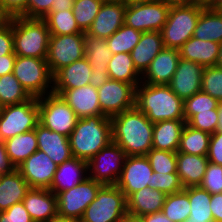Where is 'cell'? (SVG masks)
Here are the masks:
<instances>
[{
    "mask_svg": "<svg viewBox=\"0 0 222 222\" xmlns=\"http://www.w3.org/2000/svg\"><path fill=\"white\" fill-rule=\"evenodd\" d=\"M112 141L126 156L146 155L152 148L153 126L136 107L110 118Z\"/></svg>",
    "mask_w": 222,
    "mask_h": 222,
    "instance_id": "cell-1",
    "label": "cell"
},
{
    "mask_svg": "<svg viewBox=\"0 0 222 222\" xmlns=\"http://www.w3.org/2000/svg\"><path fill=\"white\" fill-rule=\"evenodd\" d=\"M135 107L153 124L163 120H185L184 100L169 85L140 83L135 89Z\"/></svg>",
    "mask_w": 222,
    "mask_h": 222,
    "instance_id": "cell-2",
    "label": "cell"
},
{
    "mask_svg": "<svg viewBox=\"0 0 222 222\" xmlns=\"http://www.w3.org/2000/svg\"><path fill=\"white\" fill-rule=\"evenodd\" d=\"M68 138L73 157L88 162L112 142L110 117L95 115L78 119Z\"/></svg>",
    "mask_w": 222,
    "mask_h": 222,
    "instance_id": "cell-3",
    "label": "cell"
},
{
    "mask_svg": "<svg viewBox=\"0 0 222 222\" xmlns=\"http://www.w3.org/2000/svg\"><path fill=\"white\" fill-rule=\"evenodd\" d=\"M12 29L16 56L47 58L50 31L43 19L12 17Z\"/></svg>",
    "mask_w": 222,
    "mask_h": 222,
    "instance_id": "cell-4",
    "label": "cell"
},
{
    "mask_svg": "<svg viewBox=\"0 0 222 222\" xmlns=\"http://www.w3.org/2000/svg\"><path fill=\"white\" fill-rule=\"evenodd\" d=\"M207 5L203 3L188 6H173L162 30L165 48L179 49L189 38L193 37L201 11Z\"/></svg>",
    "mask_w": 222,
    "mask_h": 222,
    "instance_id": "cell-5",
    "label": "cell"
},
{
    "mask_svg": "<svg viewBox=\"0 0 222 222\" xmlns=\"http://www.w3.org/2000/svg\"><path fill=\"white\" fill-rule=\"evenodd\" d=\"M127 215L124 193L116 185H103L79 222H123Z\"/></svg>",
    "mask_w": 222,
    "mask_h": 222,
    "instance_id": "cell-6",
    "label": "cell"
},
{
    "mask_svg": "<svg viewBox=\"0 0 222 222\" xmlns=\"http://www.w3.org/2000/svg\"><path fill=\"white\" fill-rule=\"evenodd\" d=\"M13 74L31 97H42L53 91V75L46 58L16 56Z\"/></svg>",
    "mask_w": 222,
    "mask_h": 222,
    "instance_id": "cell-7",
    "label": "cell"
},
{
    "mask_svg": "<svg viewBox=\"0 0 222 222\" xmlns=\"http://www.w3.org/2000/svg\"><path fill=\"white\" fill-rule=\"evenodd\" d=\"M170 8L163 0L126 1L124 24L142 33L161 31Z\"/></svg>",
    "mask_w": 222,
    "mask_h": 222,
    "instance_id": "cell-8",
    "label": "cell"
},
{
    "mask_svg": "<svg viewBox=\"0 0 222 222\" xmlns=\"http://www.w3.org/2000/svg\"><path fill=\"white\" fill-rule=\"evenodd\" d=\"M39 123L38 98L8 105L0 110V141L34 130Z\"/></svg>",
    "mask_w": 222,
    "mask_h": 222,
    "instance_id": "cell-9",
    "label": "cell"
},
{
    "mask_svg": "<svg viewBox=\"0 0 222 222\" xmlns=\"http://www.w3.org/2000/svg\"><path fill=\"white\" fill-rule=\"evenodd\" d=\"M38 109L41 125L69 137L76 126L78 117L59 95L50 93L39 97Z\"/></svg>",
    "mask_w": 222,
    "mask_h": 222,
    "instance_id": "cell-10",
    "label": "cell"
},
{
    "mask_svg": "<svg viewBox=\"0 0 222 222\" xmlns=\"http://www.w3.org/2000/svg\"><path fill=\"white\" fill-rule=\"evenodd\" d=\"M103 185L87 177L75 187L56 195L58 217L80 221L85 209L96 198Z\"/></svg>",
    "mask_w": 222,
    "mask_h": 222,
    "instance_id": "cell-11",
    "label": "cell"
},
{
    "mask_svg": "<svg viewBox=\"0 0 222 222\" xmlns=\"http://www.w3.org/2000/svg\"><path fill=\"white\" fill-rule=\"evenodd\" d=\"M125 158V152L115 142H110L87 162L88 177L102 185H116Z\"/></svg>",
    "mask_w": 222,
    "mask_h": 222,
    "instance_id": "cell-12",
    "label": "cell"
},
{
    "mask_svg": "<svg viewBox=\"0 0 222 222\" xmlns=\"http://www.w3.org/2000/svg\"><path fill=\"white\" fill-rule=\"evenodd\" d=\"M84 43L85 33L50 35L46 61L51 74L85 57Z\"/></svg>",
    "mask_w": 222,
    "mask_h": 222,
    "instance_id": "cell-13",
    "label": "cell"
},
{
    "mask_svg": "<svg viewBox=\"0 0 222 222\" xmlns=\"http://www.w3.org/2000/svg\"><path fill=\"white\" fill-rule=\"evenodd\" d=\"M97 89L101 113L107 117L135 107L136 88L130 83L109 79Z\"/></svg>",
    "mask_w": 222,
    "mask_h": 222,
    "instance_id": "cell-14",
    "label": "cell"
},
{
    "mask_svg": "<svg viewBox=\"0 0 222 222\" xmlns=\"http://www.w3.org/2000/svg\"><path fill=\"white\" fill-rule=\"evenodd\" d=\"M153 173L146 155L126 156L116 186L128 198L132 193L149 187Z\"/></svg>",
    "mask_w": 222,
    "mask_h": 222,
    "instance_id": "cell-15",
    "label": "cell"
},
{
    "mask_svg": "<svg viewBox=\"0 0 222 222\" xmlns=\"http://www.w3.org/2000/svg\"><path fill=\"white\" fill-rule=\"evenodd\" d=\"M27 181L30 188L49 189L57 165L44 152L37 150L16 168Z\"/></svg>",
    "mask_w": 222,
    "mask_h": 222,
    "instance_id": "cell-16",
    "label": "cell"
},
{
    "mask_svg": "<svg viewBox=\"0 0 222 222\" xmlns=\"http://www.w3.org/2000/svg\"><path fill=\"white\" fill-rule=\"evenodd\" d=\"M125 11V0H104L87 34L106 40L124 24Z\"/></svg>",
    "mask_w": 222,
    "mask_h": 222,
    "instance_id": "cell-17",
    "label": "cell"
},
{
    "mask_svg": "<svg viewBox=\"0 0 222 222\" xmlns=\"http://www.w3.org/2000/svg\"><path fill=\"white\" fill-rule=\"evenodd\" d=\"M75 112L78 119L103 115L99 104L98 89L92 85L75 89H53Z\"/></svg>",
    "mask_w": 222,
    "mask_h": 222,
    "instance_id": "cell-18",
    "label": "cell"
},
{
    "mask_svg": "<svg viewBox=\"0 0 222 222\" xmlns=\"http://www.w3.org/2000/svg\"><path fill=\"white\" fill-rule=\"evenodd\" d=\"M204 68L198 63L180 58L169 87L182 100L193 96L201 91Z\"/></svg>",
    "mask_w": 222,
    "mask_h": 222,
    "instance_id": "cell-19",
    "label": "cell"
},
{
    "mask_svg": "<svg viewBox=\"0 0 222 222\" xmlns=\"http://www.w3.org/2000/svg\"><path fill=\"white\" fill-rule=\"evenodd\" d=\"M179 50L163 48L151 61L149 68L142 75L141 83L168 85L180 60Z\"/></svg>",
    "mask_w": 222,
    "mask_h": 222,
    "instance_id": "cell-20",
    "label": "cell"
},
{
    "mask_svg": "<svg viewBox=\"0 0 222 222\" xmlns=\"http://www.w3.org/2000/svg\"><path fill=\"white\" fill-rule=\"evenodd\" d=\"M22 202L34 222H48L58 216L57 197L49 189L30 188Z\"/></svg>",
    "mask_w": 222,
    "mask_h": 222,
    "instance_id": "cell-21",
    "label": "cell"
},
{
    "mask_svg": "<svg viewBox=\"0 0 222 222\" xmlns=\"http://www.w3.org/2000/svg\"><path fill=\"white\" fill-rule=\"evenodd\" d=\"M38 150L44 152L56 164L60 165L73 157L69 138L51 131L40 123L35 128Z\"/></svg>",
    "mask_w": 222,
    "mask_h": 222,
    "instance_id": "cell-22",
    "label": "cell"
},
{
    "mask_svg": "<svg viewBox=\"0 0 222 222\" xmlns=\"http://www.w3.org/2000/svg\"><path fill=\"white\" fill-rule=\"evenodd\" d=\"M88 177V163L83 159L72 157L57 165L53 182L49 188L55 195L71 189Z\"/></svg>",
    "mask_w": 222,
    "mask_h": 222,
    "instance_id": "cell-23",
    "label": "cell"
},
{
    "mask_svg": "<svg viewBox=\"0 0 222 222\" xmlns=\"http://www.w3.org/2000/svg\"><path fill=\"white\" fill-rule=\"evenodd\" d=\"M91 72L90 63L83 57L53 75V89H75L90 85Z\"/></svg>",
    "mask_w": 222,
    "mask_h": 222,
    "instance_id": "cell-24",
    "label": "cell"
},
{
    "mask_svg": "<svg viewBox=\"0 0 222 222\" xmlns=\"http://www.w3.org/2000/svg\"><path fill=\"white\" fill-rule=\"evenodd\" d=\"M164 48L160 31L143 32L139 42L130 52L134 66L143 75L149 68L151 61Z\"/></svg>",
    "mask_w": 222,
    "mask_h": 222,
    "instance_id": "cell-25",
    "label": "cell"
},
{
    "mask_svg": "<svg viewBox=\"0 0 222 222\" xmlns=\"http://www.w3.org/2000/svg\"><path fill=\"white\" fill-rule=\"evenodd\" d=\"M29 189L27 181L17 169L0 174V212L22 202Z\"/></svg>",
    "mask_w": 222,
    "mask_h": 222,
    "instance_id": "cell-26",
    "label": "cell"
},
{
    "mask_svg": "<svg viewBox=\"0 0 222 222\" xmlns=\"http://www.w3.org/2000/svg\"><path fill=\"white\" fill-rule=\"evenodd\" d=\"M166 194L149 187L132 193L127 198L128 215L141 217L146 214L162 211Z\"/></svg>",
    "mask_w": 222,
    "mask_h": 222,
    "instance_id": "cell-27",
    "label": "cell"
},
{
    "mask_svg": "<svg viewBox=\"0 0 222 222\" xmlns=\"http://www.w3.org/2000/svg\"><path fill=\"white\" fill-rule=\"evenodd\" d=\"M178 50L180 57L183 59L204 67L216 66L220 44L191 37Z\"/></svg>",
    "mask_w": 222,
    "mask_h": 222,
    "instance_id": "cell-28",
    "label": "cell"
},
{
    "mask_svg": "<svg viewBox=\"0 0 222 222\" xmlns=\"http://www.w3.org/2000/svg\"><path fill=\"white\" fill-rule=\"evenodd\" d=\"M209 160L207 156L177 152L176 173L184 188L202 183Z\"/></svg>",
    "mask_w": 222,
    "mask_h": 222,
    "instance_id": "cell-29",
    "label": "cell"
},
{
    "mask_svg": "<svg viewBox=\"0 0 222 222\" xmlns=\"http://www.w3.org/2000/svg\"><path fill=\"white\" fill-rule=\"evenodd\" d=\"M185 124V120H163L154 123L153 148L177 153Z\"/></svg>",
    "mask_w": 222,
    "mask_h": 222,
    "instance_id": "cell-30",
    "label": "cell"
},
{
    "mask_svg": "<svg viewBox=\"0 0 222 222\" xmlns=\"http://www.w3.org/2000/svg\"><path fill=\"white\" fill-rule=\"evenodd\" d=\"M4 146L10 165L16 169L38 150L35 129L7 139Z\"/></svg>",
    "mask_w": 222,
    "mask_h": 222,
    "instance_id": "cell-31",
    "label": "cell"
},
{
    "mask_svg": "<svg viewBox=\"0 0 222 222\" xmlns=\"http://www.w3.org/2000/svg\"><path fill=\"white\" fill-rule=\"evenodd\" d=\"M194 38L222 43V12L220 9L206 6L200 13Z\"/></svg>",
    "mask_w": 222,
    "mask_h": 222,
    "instance_id": "cell-32",
    "label": "cell"
},
{
    "mask_svg": "<svg viewBox=\"0 0 222 222\" xmlns=\"http://www.w3.org/2000/svg\"><path fill=\"white\" fill-rule=\"evenodd\" d=\"M109 79L130 83L135 88L141 83L142 75L134 66L129 53L112 55L107 64Z\"/></svg>",
    "mask_w": 222,
    "mask_h": 222,
    "instance_id": "cell-33",
    "label": "cell"
},
{
    "mask_svg": "<svg viewBox=\"0 0 222 222\" xmlns=\"http://www.w3.org/2000/svg\"><path fill=\"white\" fill-rule=\"evenodd\" d=\"M211 134L185 124L177 152L207 156Z\"/></svg>",
    "mask_w": 222,
    "mask_h": 222,
    "instance_id": "cell-34",
    "label": "cell"
},
{
    "mask_svg": "<svg viewBox=\"0 0 222 222\" xmlns=\"http://www.w3.org/2000/svg\"><path fill=\"white\" fill-rule=\"evenodd\" d=\"M190 201L189 221L193 222H214L210 209L211 194L200 186L188 187Z\"/></svg>",
    "mask_w": 222,
    "mask_h": 222,
    "instance_id": "cell-35",
    "label": "cell"
},
{
    "mask_svg": "<svg viewBox=\"0 0 222 222\" xmlns=\"http://www.w3.org/2000/svg\"><path fill=\"white\" fill-rule=\"evenodd\" d=\"M85 57L92 69L108 70L107 64L112 57L106 40L85 33Z\"/></svg>",
    "mask_w": 222,
    "mask_h": 222,
    "instance_id": "cell-36",
    "label": "cell"
},
{
    "mask_svg": "<svg viewBox=\"0 0 222 222\" xmlns=\"http://www.w3.org/2000/svg\"><path fill=\"white\" fill-rule=\"evenodd\" d=\"M162 212L172 222H184L190 216L188 187L166 196Z\"/></svg>",
    "mask_w": 222,
    "mask_h": 222,
    "instance_id": "cell-37",
    "label": "cell"
},
{
    "mask_svg": "<svg viewBox=\"0 0 222 222\" xmlns=\"http://www.w3.org/2000/svg\"><path fill=\"white\" fill-rule=\"evenodd\" d=\"M31 96L22 87L13 73L0 76V104L1 107L23 103Z\"/></svg>",
    "mask_w": 222,
    "mask_h": 222,
    "instance_id": "cell-38",
    "label": "cell"
},
{
    "mask_svg": "<svg viewBox=\"0 0 222 222\" xmlns=\"http://www.w3.org/2000/svg\"><path fill=\"white\" fill-rule=\"evenodd\" d=\"M42 19L46 22L50 35L84 33L79 29L72 10L49 12Z\"/></svg>",
    "mask_w": 222,
    "mask_h": 222,
    "instance_id": "cell-39",
    "label": "cell"
},
{
    "mask_svg": "<svg viewBox=\"0 0 222 222\" xmlns=\"http://www.w3.org/2000/svg\"><path fill=\"white\" fill-rule=\"evenodd\" d=\"M142 32L123 24L114 34L106 39L112 55L129 53L139 42Z\"/></svg>",
    "mask_w": 222,
    "mask_h": 222,
    "instance_id": "cell-40",
    "label": "cell"
},
{
    "mask_svg": "<svg viewBox=\"0 0 222 222\" xmlns=\"http://www.w3.org/2000/svg\"><path fill=\"white\" fill-rule=\"evenodd\" d=\"M104 0H75L72 11L79 29L87 33Z\"/></svg>",
    "mask_w": 222,
    "mask_h": 222,
    "instance_id": "cell-41",
    "label": "cell"
},
{
    "mask_svg": "<svg viewBox=\"0 0 222 222\" xmlns=\"http://www.w3.org/2000/svg\"><path fill=\"white\" fill-rule=\"evenodd\" d=\"M219 101L209 94L200 91L184 100V117L187 122L193 115L199 112H212V109H218Z\"/></svg>",
    "mask_w": 222,
    "mask_h": 222,
    "instance_id": "cell-42",
    "label": "cell"
},
{
    "mask_svg": "<svg viewBox=\"0 0 222 222\" xmlns=\"http://www.w3.org/2000/svg\"><path fill=\"white\" fill-rule=\"evenodd\" d=\"M146 157L152 167L153 172L159 173H176L177 153L157 150L152 148Z\"/></svg>",
    "mask_w": 222,
    "mask_h": 222,
    "instance_id": "cell-43",
    "label": "cell"
},
{
    "mask_svg": "<svg viewBox=\"0 0 222 222\" xmlns=\"http://www.w3.org/2000/svg\"><path fill=\"white\" fill-rule=\"evenodd\" d=\"M201 91L222 102V68L208 66L202 75Z\"/></svg>",
    "mask_w": 222,
    "mask_h": 222,
    "instance_id": "cell-44",
    "label": "cell"
},
{
    "mask_svg": "<svg viewBox=\"0 0 222 222\" xmlns=\"http://www.w3.org/2000/svg\"><path fill=\"white\" fill-rule=\"evenodd\" d=\"M149 188L158 189L166 195L173 194L184 189L177 173L166 174L159 172L153 173Z\"/></svg>",
    "mask_w": 222,
    "mask_h": 222,
    "instance_id": "cell-45",
    "label": "cell"
},
{
    "mask_svg": "<svg viewBox=\"0 0 222 222\" xmlns=\"http://www.w3.org/2000/svg\"><path fill=\"white\" fill-rule=\"evenodd\" d=\"M199 186L211 195L222 193V166L209 162Z\"/></svg>",
    "mask_w": 222,
    "mask_h": 222,
    "instance_id": "cell-46",
    "label": "cell"
},
{
    "mask_svg": "<svg viewBox=\"0 0 222 222\" xmlns=\"http://www.w3.org/2000/svg\"><path fill=\"white\" fill-rule=\"evenodd\" d=\"M218 120V110L212 109V112H199V114L193 115L186 124L194 129L212 134L217 131Z\"/></svg>",
    "mask_w": 222,
    "mask_h": 222,
    "instance_id": "cell-47",
    "label": "cell"
},
{
    "mask_svg": "<svg viewBox=\"0 0 222 222\" xmlns=\"http://www.w3.org/2000/svg\"><path fill=\"white\" fill-rule=\"evenodd\" d=\"M0 222H34L23 202L15 203L6 211L0 212Z\"/></svg>",
    "mask_w": 222,
    "mask_h": 222,
    "instance_id": "cell-48",
    "label": "cell"
},
{
    "mask_svg": "<svg viewBox=\"0 0 222 222\" xmlns=\"http://www.w3.org/2000/svg\"><path fill=\"white\" fill-rule=\"evenodd\" d=\"M53 2L55 0H28L25 18H44L50 12Z\"/></svg>",
    "mask_w": 222,
    "mask_h": 222,
    "instance_id": "cell-49",
    "label": "cell"
},
{
    "mask_svg": "<svg viewBox=\"0 0 222 222\" xmlns=\"http://www.w3.org/2000/svg\"><path fill=\"white\" fill-rule=\"evenodd\" d=\"M207 158L209 162L222 166V131L211 134Z\"/></svg>",
    "mask_w": 222,
    "mask_h": 222,
    "instance_id": "cell-50",
    "label": "cell"
},
{
    "mask_svg": "<svg viewBox=\"0 0 222 222\" xmlns=\"http://www.w3.org/2000/svg\"><path fill=\"white\" fill-rule=\"evenodd\" d=\"M15 55L13 47L12 18L10 22L0 27V56Z\"/></svg>",
    "mask_w": 222,
    "mask_h": 222,
    "instance_id": "cell-51",
    "label": "cell"
},
{
    "mask_svg": "<svg viewBox=\"0 0 222 222\" xmlns=\"http://www.w3.org/2000/svg\"><path fill=\"white\" fill-rule=\"evenodd\" d=\"M4 10L12 17H25L28 0H0Z\"/></svg>",
    "mask_w": 222,
    "mask_h": 222,
    "instance_id": "cell-52",
    "label": "cell"
},
{
    "mask_svg": "<svg viewBox=\"0 0 222 222\" xmlns=\"http://www.w3.org/2000/svg\"><path fill=\"white\" fill-rule=\"evenodd\" d=\"M210 209L214 222H222V193L211 195Z\"/></svg>",
    "mask_w": 222,
    "mask_h": 222,
    "instance_id": "cell-53",
    "label": "cell"
},
{
    "mask_svg": "<svg viewBox=\"0 0 222 222\" xmlns=\"http://www.w3.org/2000/svg\"><path fill=\"white\" fill-rule=\"evenodd\" d=\"M90 85L93 87L102 86L107 80H109L108 70L92 69Z\"/></svg>",
    "mask_w": 222,
    "mask_h": 222,
    "instance_id": "cell-54",
    "label": "cell"
},
{
    "mask_svg": "<svg viewBox=\"0 0 222 222\" xmlns=\"http://www.w3.org/2000/svg\"><path fill=\"white\" fill-rule=\"evenodd\" d=\"M15 59L16 55L0 56V76L13 73Z\"/></svg>",
    "mask_w": 222,
    "mask_h": 222,
    "instance_id": "cell-55",
    "label": "cell"
},
{
    "mask_svg": "<svg viewBox=\"0 0 222 222\" xmlns=\"http://www.w3.org/2000/svg\"><path fill=\"white\" fill-rule=\"evenodd\" d=\"M13 168L10 165L7 153L5 151L4 142L0 141V174L11 171Z\"/></svg>",
    "mask_w": 222,
    "mask_h": 222,
    "instance_id": "cell-56",
    "label": "cell"
},
{
    "mask_svg": "<svg viewBox=\"0 0 222 222\" xmlns=\"http://www.w3.org/2000/svg\"><path fill=\"white\" fill-rule=\"evenodd\" d=\"M75 0H55L52 3L50 12L72 10Z\"/></svg>",
    "mask_w": 222,
    "mask_h": 222,
    "instance_id": "cell-57",
    "label": "cell"
},
{
    "mask_svg": "<svg viewBox=\"0 0 222 222\" xmlns=\"http://www.w3.org/2000/svg\"><path fill=\"white\" fill-rule=\"evenodd\" d=\"M144 222H172L162 211L146 214L140 217Z\"/></svg>",
    "mask_w": 222,
    "mask_h": 222,
    "instance_id": "cell-58",
    "label": "cell"
},
{
    "mask_svg": "<svg viewBox=\"0 0 222 222\" xmlns=\"http://www.w3.org/2000/svg\"><path fill=\"white\" fill-rule=\"evenodd\" d=\"M166 2L170 7L173 6H188L202 3L200 0H163Z\"/></svg>",
    "mask_w": 222,
    "mask_h": 222,
    "instance_id": "cell-59",
    "label": "cell"
},
{
    "mask_svg": "<svg viewBox=\"0 0 222 222\" xmlns=\"http://www.w3.org/2000/svg\"><path fill=\"white\" fill-rule=\"evenodd\" d=\"M11 20V16L4 10L0 2V27L7 25Z\"/></svg>",
    "mask_w": 222,
    "mask_h": 222,
    "instance_id": "cell-60",
    "label": "cell"
},
{
    "mask_svg": "<svg viewBox=\"0 0 222 222\" xmlns=\"http://www.w3.org/2000/svg\"><path fill=\"white\" fill-rule=\"evenodd\" d=\"M217 110H218V114H219L217 131H222V102L219 103Z\"/></svg>",
    "mask_w": 222,
    "mask_h": 222,
    "instance_id": "cell-61",
    "label": "cell"
},
{
    "mask_svg": "<svg viewBox=\"0 0 222 222\" xmlns=\"http://www.w3.org/2000/svg\"><path fill=\"white\" fill-rule=\"evenodd\" d=\"M48 222H79L76 220H72V219H67V218H62V217H55L51 220H49Z\"/></svg>",
    "mask_w": 222,
    "mask_h": 222,
    "instance_id": "cell-62",
    "label": "cell"
},
{
    "mask_svg": "<svg viewBox=\"0 0 222 222\" xmlns=\"http://www.w3.org/2000/svg\"><path fill=\"white\" fill-rule=\"evenodd\" d=\"M123 222H144L140 217L127 215Z\"/></svg>",
    "mask_w": 222,
    "mask_h": 222,
    "instance_id": "cell-63",
    "label": "cell"
},
{
    "mask_svg": "<svg viewBox=\"0 0 222 222\" xmlns=\"http://www.w3.org/2000/svg\"><path fill=\"white\" fill-rule=\"evenodd\" d=\"M216 66L222 68V43L220 44V50H219V53H218V59H217V62H216Z\"/></svg>",
    "mask_w": 222,
    "mask_h": 222,
    "instance_id": "cell-64",
    "label": "cell"
},
{
    "mask_svg": "<svg viewBox=\"0 0 222 222\" xmlns=\"http://www.w3.org/2000/svg\"><path fill=\"white\" fill-rule=\"evenodd\" d=\"M209 6L219 9L222 6V0H214Z\"/></svg>",
    "mask_w": 222,
    "mask_h": 222,
    "instance_id": "cell-65",
    "label": "cell"
},
{
    "mask_svg": "<svg viewBox=\"0 0 222 222\" xmlns=\"http://www.w3.org/2000/svg\"><path fill=\"white\" fill-rule=\"evenodd\" d=\"M203 4L209 6L214 0H200Z\"/></svg>",
    "mask_w": 222,
    "mask_h": 222,
    "instance_id": "cell-66",
    "label": "cell"
}]
</instances>
